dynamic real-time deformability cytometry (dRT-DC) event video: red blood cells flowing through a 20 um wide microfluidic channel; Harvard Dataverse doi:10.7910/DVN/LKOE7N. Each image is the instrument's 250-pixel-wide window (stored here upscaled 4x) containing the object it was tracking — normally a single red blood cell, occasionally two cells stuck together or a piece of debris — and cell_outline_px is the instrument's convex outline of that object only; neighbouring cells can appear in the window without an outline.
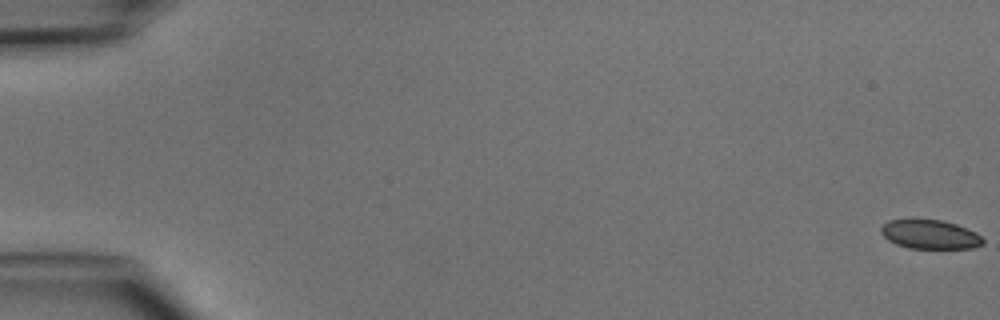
{"species": "common noctule bat (a hibernating species)", "species_latin": "Nyctalus noctula", "temperature_condition": "cold", "stored_images_in_passage": 5, "camera_frame_rate_fps": 3000, "um_per_image_px": 0.085, "animal": {"sex": "male", "body_mass_g": 15.6}, "frame": {"image": 1, "passage_image": 1, "time_ms": 0.0, "image_size_px": [1000, 320], "cell_outline_px": [[984, 244], [972, 248], [908, 248], [896, 244], [888, 240], [880, 232], [880, 228], [888, 220], [912, 216], [944, 220], [956, 224], [976, 232], [984, 240]], "centroid_in_image_um": [79.0, 19.87], "position_along_channel_um": 6.0, "area_um2": 17.98}}
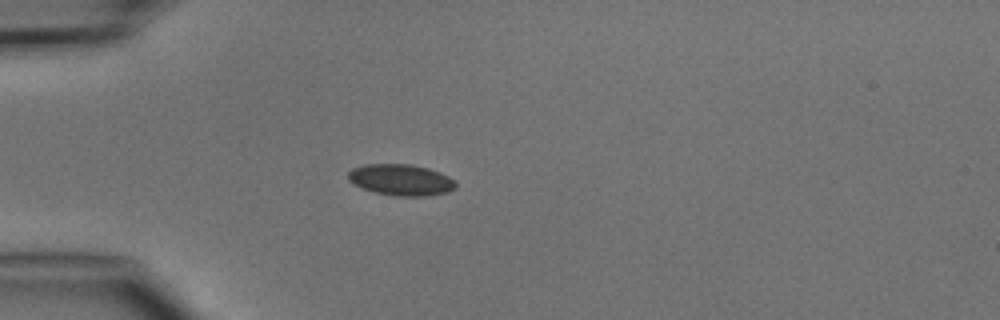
{"frame": {"image": 2, "passage_image": 5, "time_ms": 4.667, "image_size_px": [1000, 320], "cell_outline_px": [[456, 188], [448, 192], [424, 196], [392, 196], [376, 192], [364, 188], [348, 180], [348, 172], [352, 168], [364, 164], [412, 164], [428, 168], [440, 172], [456, 180]], "centroid_in_image_um": [34.11, 15.28], "position_along_channel_um": 50.9, "area_um2": 19.65}}